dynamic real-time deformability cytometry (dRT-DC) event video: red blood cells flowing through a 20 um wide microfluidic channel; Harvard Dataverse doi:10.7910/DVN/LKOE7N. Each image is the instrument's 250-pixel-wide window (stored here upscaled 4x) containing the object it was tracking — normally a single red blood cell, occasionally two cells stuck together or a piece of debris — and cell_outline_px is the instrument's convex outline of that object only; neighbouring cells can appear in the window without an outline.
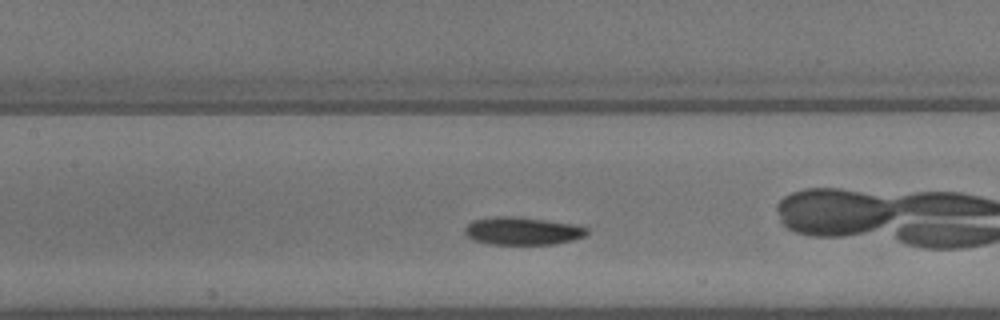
{"species": "common noctule bat (a hibernating species)", "species_latin": "Nyctalus noctula", "temperature_condition": "warm", "stored_images_in_passage": 25, "camera_frame_rate_fps": 3000, "um_per_image_px": 0.085, "animal": {"sex": "male", "body_mass_g": 13.3}, "frame": {"image": 1, "passage_image": 8, "time_ms": 2.333, "image_size_px": [1000, 320], "cell_outline_px": [[588, 232], [584, 236], [572, 240], [552, 244], [488, 244], [472, 240], [464, 232], [464, 228], [472, 220], [496, 216], [512, 216], [576, 224], [588, 228]], "centroid_in_image_um": [44.38, 19.63], "position_along_channel_um": 163.0, "area_um2": 19.77}, "authors_computed_cell_mechanics": {"area_um2": 20.1144, "velocity_mm_per_s": 4.4345, "shape_relaxation_time_tau1_ms": 5.5211, "shape_relaxation_time_tau2_ms": null, "deformation_change_tau1": 0.1675, "deformation_change_tau2": null}}